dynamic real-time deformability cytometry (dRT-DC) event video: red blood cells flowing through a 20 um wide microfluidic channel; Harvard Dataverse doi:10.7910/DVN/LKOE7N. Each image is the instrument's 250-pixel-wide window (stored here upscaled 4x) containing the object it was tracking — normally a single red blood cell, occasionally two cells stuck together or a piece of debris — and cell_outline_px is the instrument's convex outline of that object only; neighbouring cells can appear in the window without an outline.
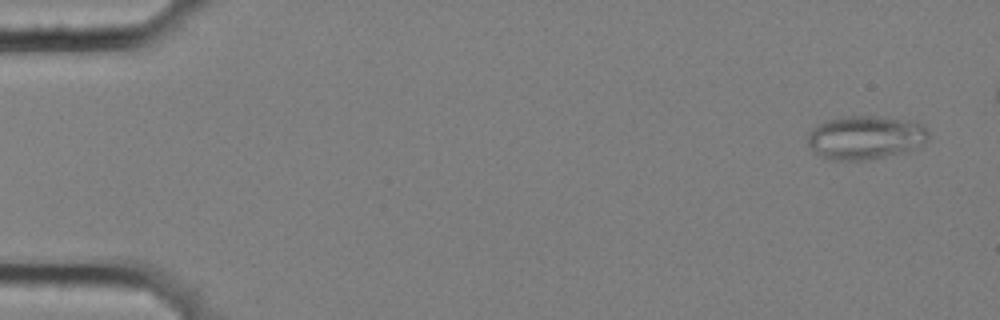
{"species": "common noctule bat (a hibernating species)", "species_latin": "Nyctalus noctula", "temperature_condition": "cold", "stored_images_in_passage": 6, "camera_frame_rate_fps": 3000, "um_per_image_px": 0.085, "animal": {"sex": "female", "body_mass_g": 25.1}, "frame": {"image": 1, "passage_image": 1, "time_ms": 0.0, "image_size_px": [1000, 320], "cell_outline_px": [[928, 140], [920, 148], [908, 152], [864, 160], [832, 160], [816, 152], [808, 144], [808, 132], [812, 128], [828, 120], [844, 116], [876, 116], [916, 120], [928, 128]], "centroid_in_image_um": [73.66, 11.67], "position_along_channel_um": 11.3, "area_um2": 31.1}}